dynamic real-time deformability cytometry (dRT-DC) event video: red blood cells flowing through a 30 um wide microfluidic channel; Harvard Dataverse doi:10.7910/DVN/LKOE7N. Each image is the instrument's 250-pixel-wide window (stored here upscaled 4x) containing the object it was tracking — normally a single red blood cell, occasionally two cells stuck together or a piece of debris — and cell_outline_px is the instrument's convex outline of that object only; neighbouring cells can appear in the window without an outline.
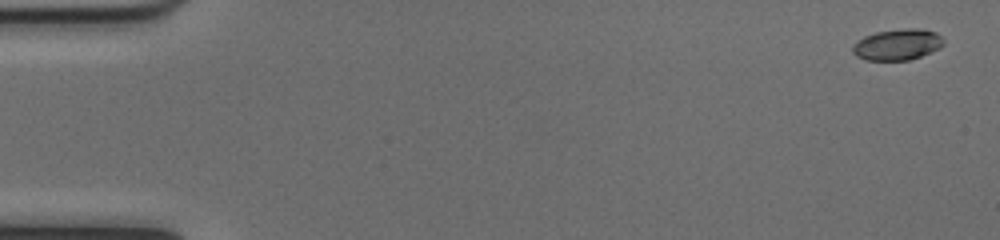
{"species": "common noctule bat (a hibernating species)", "species_latin": "Nyctalus noctula", "temperature_condition": "cold", "stored_images_in_passage": 52, "camera_frame_rate_fps": 3000, "um_per_image_px": 0.085, "animal": {"sex": "female", "body_mass_g": 17.0, "forearm_length_mm": 48.0}, "frame": {"image": 1, "passage_image": 2, "time_ms": 0.333, "image_size_px": [1000, 240], "cell_outline_px": [[944, 44], [940, 48], [920, 56], [908, 60], [864, 60], [856, 56], [852, 52], [852, 44], [856, 40], [864, 36], [876, 32], [904, 28], [920, 28], [936, 32], [944, 40]], "centroid_in_image_um": [76.25, 3.78], "position_along_channel_um": 8.7, "area_um2": 16.65}}
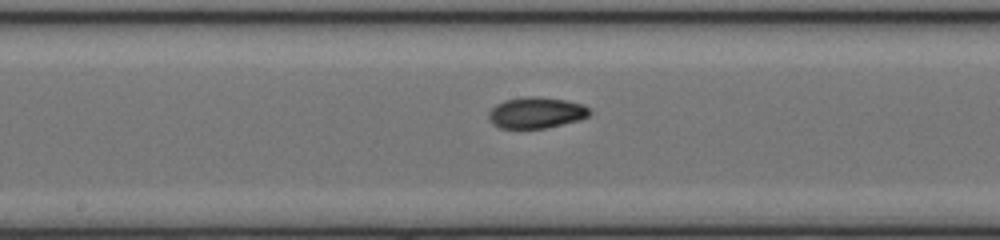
{"frame": {"image": 2, "passage_image": 28, "time_ms": 9.0, "image_size_px": [1000, 240], "cell_outline_px": [[592, 112], [588, 116], [580, 120], [544, 128], [500, 128], [492, 124], [488, 120], [488, 112], [496, 104], [504, 100], [524, 96], [536, 96], [564, 100], [584, 104]], "centroid_in_image_um": [45.55, 9.57], "position_along_channel_um": 202.6, "area_um2": 18.44}}
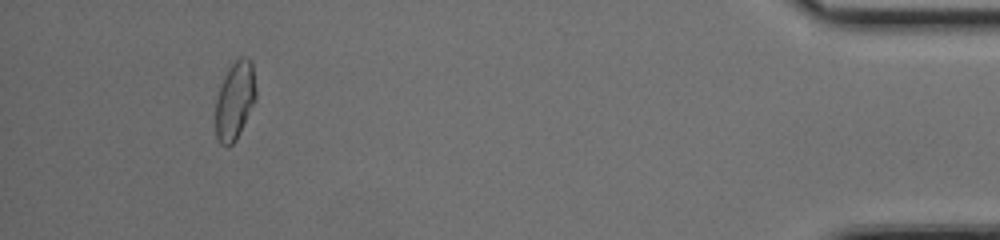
{"frame": {"image": 3, "passage_image": 49, "time_ms": 16.0, "image_size_px": [1000, 240], "cell_outline_px": [[256, 100], [236, 140], [228, 148], [220, 144], [216, 136], [216, 100], [224, 76], [228, 68], [240, 56], [248, 56], [252, 60], [256, 88]], "centroid_in_image_um": [19.98, 8.53], "position_along_channel_um": 415.2, "area_um2": 18.55}, "authors_computed_cell_mechanics": {"area_um2": 17.8024, "velocity_mm_per_s": 4.014, "shape_relaxation_time_tau1_ms": 6.2643, "shape_relaxation_time_tau2_ms": 1.8527, "deformation_change_tau1": 0.2008, "deformation_change_tau2": 0.0513}}